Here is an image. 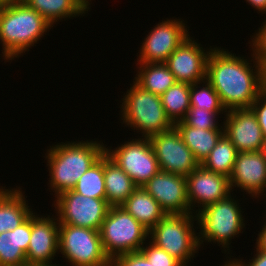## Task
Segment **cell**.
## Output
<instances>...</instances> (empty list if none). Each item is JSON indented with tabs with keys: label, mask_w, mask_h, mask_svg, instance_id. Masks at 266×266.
<instances>
[{
	"label": "cell",
	"mask_w": 266,
	"mask_h": 266,
	"mask_svg": "<svg viewBox=\"0 0 266 266\" xmlns=\"http://www.w3.org/2000/svg\"><path fill=\"white\" fill-rule=\"evenodd\" d=\"M226 50L213 47L207 60L206 80L218 93L227 111L251 108L263 92L260 64L252 53L250 60Z\"/></svg>",
	"instance_id": "1"
},
{
	"label": "cell",
	"mask_w": 266,
	"mask_h": 266,
	"mask_svg": "<svg viewBox=\"0 0 266 266\" xmlns=\"http://www.w3.org/2000/svg\"><path fill=\"white\" fill-rule=\"evenodd\" d=\"M52 145L43 157L48 163V189L54 192V197L72 190L78 179L105 154L107 147L102 140H76Z\"/></svg>",
	"instance_id": "2"
},
{
	"label": "cell",
	"mask_w": 266,
	"mask_h": 266,
	"mask_svg": "<svg viewBox=\"0 0 266 266\" xmlns=\"http://www.w3.org/2000/svg\"><path fill=\"white\" fill-rule=\"evenodd\" d=\"M51 28L53 26L25 2L0 5V44L4 62L29 52Z\"/></svg>",
	"instance_id": "3"
},
{
	"label": "cell",
	"mask_w": 266,
	"mask_h": 266,
	"mask_svg": "<svg viewBox=\"0 0 266 266\" xmlns=\"http://www.w3.org/2000/svg\"><path fill=\"white\" fill-rule=\"evenodd\" d=\"M233 197V198H232ZM236 196L231 194L222 200L211 203L195 213V223L198 232V243L201 248L204 243H211L221 245L222 251L230 254L231 240L234 237H239V233H243L245 228V218L239 205L240 201L234 199ZM244 228V229H243ZM243 230V231H242ZM242 231V232H241ZM204 242V243H203Z\"/></svg>",
	"instance_id": "4"
},
{
	"label": "cell",
	"mask_w": 266,
	"mask_h": 266,
	"mask_svg": "<svg viewBox=\"0 0 266 266\" xmlns=\"http://www.w3.org/2000/svg\"><path fill=\"white\" fill-rule=\"evenodd\" d=\"M132 84L121 99L120 123L137 130L143 138L172 129L174 124L165 113L161 97L143 89L134 80Z\"/></svg>",
	"instance_id": "5"
},
{
	"label": "cell",
	"mask_w": 266,
	"mask_h": 266,
	"mask_svg": "<svg viewBox=\"0 0 266 266\" xmlns=\"http://www.w3.org/2000/svg\"><path fill=\"white\" fill-rule=\"evenodd\" d=\"M195 221L194 213L165 215L149 231V240L188 266L200 250Z\"/></svg>",
	"instance_id": "6"
},
{
	"label": "cell",
	"mask_w": 266,
	"mask_h": 266,
	"mask_svg": "<svg viewBox=\"0 0 266 266\" xmlns=\"http://www.w3.org/2000/svg\"><path fill=\"white\" fill-rule=\"evenodd\" d=\"M103 249L110 260L141 250L149 230L121 206H111L99 229Z\"/></svg>",
	"instance_id": "7"
},
{
	"label": "cell",
	"mask_w": 266,
	"mask_h": 266,
	"mask_svg": "<svg viewBox=\"0 0 266 266\" xmlns=\"http://www.w3.org/2000/svg\"><path fill=\"white\" fill-rule=\"evenodd\" d=\"M59 254L71 266H111L99 230L59 224Z\"/></svg>",
	"instance_id": "8"
},
{
	"label": "cell",
	"mask_w": 266,
	"mask_h": 266,
	"mask_svg": "<svg viewBox=\"0 0 266 266\" xmlns=\"http://www.w3.org/2000/svg\"><path fill=\"white\" fill-rule=\"evenodd\" d=\"M52 207L59 224L99 230L110 209L106 199L91 198L67 190L55 197Z\"/></svg>",
	"instance_id": "9"
},
{
	"label": "cell",
	"mask_w": 266,
	"mask_h": 266,
	"mask_svg": "<svg viewBox=\"0 0 266 266\" xmlns=\"http://www.w3.org/2000/svg\"><path fill=\"white\" fill-rule=\"evenodd\" d=\"M105 149V153L133 180L137 187L144 186L159 171V164L149 138L125 141L120 146Z\"/></svg>",
	"instance_id": "10"
},
{
	"label": "cell",
	"mask_w": 266,
	"mask_h": 266,
	"mask_svg": "<svg viewBox=\"0 0 266 266\" xmlns=\"http://www.w3.org/2000/svg\"><path fill=\"white\" fill-rule=\"evenodd\" d=\"M183 19L162 20L152 27L140 45L138 63H165L177 47L190 36ZM186 25V26H185ZM188 28V30H187Z\"/></svg>",
	"instance_id": "11"
},
{
	"label": "cell",
	"mask_w": 266,
	"mask_h": 266,
	"mask_svg": "<svg viewBox=\"0 0 266 266\" xmlns=\"http://www.w3.org/2000/svg\"><path fill=\"white\" fill-rule=\"evenodd\" d=\"M149 140L161 171L187 177L200 165L175 127Z\"/></svg>",
	"instance_id": "12"
},
{
	"label": "cell",
	"mask_w": 266,
	"mask_h": 266,
	"mask_svg": "<svg viewBox=\"0 0 266 266\" xmlns=\"http://www.w3.org/2000/svg\"><path fill=\"white\" fill-rule=\"evenodd\" d=\"M201 46L189 36L168 57L165 64L173 73L176 82L194 84L206 79L207 60L213 48L210 46L203 49Z\"/></svg>",
	"instance_id": "13"
},
{
	"label": "cell",
	"mask_w": 266,
	"mask_h": 266,
	"mask_svg": "<svg viewBox=\"0 0 266 266\" xmlns=\"http://www.w3.org/2000/svg\"><path fill=\"white\" fill-rule=\"evenodd\" d=\"M222 118L224 135L238 152L265 150L266 140L251 108L228 110Z\"/></svg>",
	"instance_id": "14"
},
{
	"label": "cell",
	"mask_w": 266,
	"mask_h": 266,
	"mask_svg": "<svg viewBox=\"0 0 266 266\" xmlns=\"http://www.w3.org/2000/svg\"><path fill=\"white\" fill-rule=\"evenodd\" d=\"M232 192L236 187L250 197L266 194V151L238 152L229 177ZM265 192V193H264ZM264 193V194H263Z\"/></svg>",
	"instance_id": "15"
},
{
	"label": "cell",
	"mask_w": 266,
	"mask_h": 266,
	"mask_svg": "<svg viewBox=\"0 0 266 266\" xmlns=\"http://www.w3.org/2000/svg\"><path fill=\"white\" fill-rule=\"evenodd\" d=\"M31 214V236L26 252L27 264H53L59 253V222L56 215ZM55 256V257H54Z\"/></svg>",
	"instance_id": "16"
},
{
	"label": "cell",
	"mask_w": 266,
	"mask_h": 266,
	"mask_svg": "<svg viewBox=\"0 0 266 266\" xmlns=\"http://www.w3.org/2000/svg\"><path fill=\"white\" fill-rule=\"evenodd\" d=\"M186 180L190 213L195 214L207 205L227 198L232 192L228 177L206 170L201 164Z\"/></svg>",
	"instance_id": "17"
},
{
	"label": "cell",
	"mask_w": 266,
	"mask_h": 266,
	"mask_svg": "<svg viewBox=\"0 0 266 266\" xmlns=\"http://www.w3.org/2000/svg\"><path fill=\"white\" fill-rule=\"evenodd\" d=\"M168 214H189L185 176L159 171L142 186Z\"/></svg>",
	"instance_id": "18"
},
{
	"label": "cell",
	"mask_w": 266,
	"mask_h": 266,
	"mask_svg": "<svg viewBox=\"0 0 266 266\" xmlns=\"http://www.w3.org/2000/svg\"><path fill=\"white\" fill-rule=\"evenodd\" d=\"M31 236V215L17 228L0 234V266L27 264L26 252Z\"/></svg>",
	"instance_id": "19"
},
{
	"label": "cell",
	"mask_w": 266,
	"mask_h": 266,
	"mask_svg": "<svg viewBox=\"0 0 266 266\" xmlns=\"http://www.w3.org/2000/svg\"><path fill=\"white\" fill-rule=\"evenodd\" d=\"M28 205L21 187H0V234L14 230L33 213Z\"/></svg>",
	"instance_id": "20"
},
{
	"label": "cell",
	"mask_w": 266,
	"mask_h": 266,
	"mask_svg": "<svg viewBox=\"0 0 266 266\" xmlns=\"http://www.w3.org/2000/svg\"><path fill=\"white\" fill-rule=\"evenodd\" d=\"M30 8L36 10L52 26L60 20L84 16L91 8V0H25ZM73 17V18H72Z\"/></svg>",
	"instance_id": "21"
},
{
	"label": "cell",
	"mask_w": 266,
	"mask_h": 266,
	"mask_svg": "<svg viewBox=\"0 0 266 266\" xmlns=\"http://www.w3.org/2000/svg\"><path fill=\"white\" fill-rule=\"evenodd\" d=\"M121 207L149 231L166 215L143 187H137Z\"/></svg>",
	"instance_id": "22"
},
{
	"label": "cell",
	"mask_w": 266,
	"mask_h": 266,
	"mask_svg": "<svg viewBox=\"0 0 266 266\" xmlns=\"http://www.w3.org/2000/svg\"><path fill=\"white\" fill-rule=\"evenodd\" d=\"M104 179L106 201L110 206H121L137 188L133 180L106 153Z\"/></svg>",
	"instance_id": "23"
},
{
	"label": "cell",
	"mask_w": 266,
	"mask_h": 266,
	"mask_svg": "<svg viewBox=\"0 0 266 266\" xmlns=\"http://www.w3.org/2000/svg\"><path fill=\"white\" fill-rule=\"evenodd\" d=\"M186 146L201 164L224 135V129L203 130L188 126L183 120L174 124Z\"/></svg>",
	"instance_id": "24"
},
{
	"label": "cell",
	"mask_w": 266,
	"mask_h": 266,
	"mask_svg": "<svg viewBox=\"0 0 266 266\" xmlns=\"http://www.w3.org/2000/svg\"><path fill=\"white\" fill-rule=\"evenodd\" d=\"M136 67L138 70L133 80L153 94L161 96L176 83L165 63H136Z\"/></svg>",
	"instance_id": "25"
},
{
	"label": "cell",
	"mask_w": 266,
	"mask_h": 266,
	"mask_svg": "<svg viewBox=\"0 0 266 266\" xmlns=\"http://www.w3.org/2000/svg\"><path fill=\"white\" fill-rule=\"evenodd\" d=\"M190 85L176 82L160 96L165 113L173 124L182 121L190 109Z\"/></svg>",
	"instance_id": "26"
},
{
	"label": "cell",
	"mask_w": 266,
	"mask_h": 266,
	"mask_svg": "<svg viewBox=\"0 0 266 266\" xmlns=\"http://www.w3.org/2000/svg\"><path fill=\"white\" fill-rule=\"evenodd\" d=\"M237 149L223 135L201 165L209 171L230 177L237 156Z\"/></svg>",
	"instance_id": "27"
},
{
	"label": "cell",
	"mask_w": 266,
	"mask_h": 266,
	"mask_svg": "<svg viewBox=\"0 0 266 266\" xmlns=\"http://www.w3.org/2000/svg\"><path fill=\"white\" fill-rule=\"evenodd\" d=\"M72 190L83 196L106 199L104 155L78 179Z\"/></svg>",
	"instance_id": "28"
},
{
	"label": "cell",
	"mask_w": 266,
	"mask_h": 266,
	"mask_svg": "<svg viewBox=\"0 0 266 266\" xmlns=\"http://www.w3.org/2000/svg\"><path fill=\"white\" fill-rule=\"evenodd\" d=\"M190 108L227 111L221 104L218 93L206 79L190 85Z\"/></svg>",
	"instance_id": "29"
},
{
	"label": "cell",
	"mask_w": 266,
	"mask_h": 266,
	"mask_svg": "<svg viewBox=\"0 0 266 266\" xmlns=\"http://www.w3.org/2000/svg\"><path fill=\"white\" fill-rule=\"evenodd\" d=\"M227 111H207L200 108H190L183 121L194 128L203 130L224 129L218 122L219 115H225Z\"/></svg>",
	"instance_id": "30"
},
{
	"label": "cell",
	"mask_w": 266,
	"mask_h": 266,
	"mask_svg": "<svg viewBox=\"0 0 266 266\" xmlns=\"http://www.w3.org/2000/svg\"><path fill=\"white\" fill-rule=\"evenodd\" d=\"M148 241V245L145 243L140 251L153 266H184L179 260L172 257L165 250L156 246L149 239Z\"/></svg>",
	"instance_id": "31"
},
{
	"label": "cell",
	"mask_w": 266,
	"mask_h": 266,
	"mask_svg": "<svg viewBox=\"0 0 266 266\" xmlns=\"http://www.w3.org/2000/svg\"><path fill=\"white\" fill-rule=\"evenodd\" d=\"M252 34L248 43L254 59H266V18L258 30Z\"/></svg>",
	"instance_id": "32"
},
{
	"label": "cell",
	"mask_w": 266,
	"mask_h": 266,
	"mask_svg": "<svg viewBox=\"0 0 266 266\" xmlns=\"http://www.w3.org/2000/svg\"><path fill=\"white\" fill-rule=\"evenodd\" d=\"M111 266H153L141 251L125 253L111 260Z\"/></svg>",
	"instance_id": "33"
},
{
	"label": "cell",
	"mask_w": 266,
	"mask_h": 266,
	"mask_svg": "<svg viewBox=\"0 0 266 266\" xmlns=\"http://www.w3.org/2000/svg\"><path fill=\"white\" fill-rule=\"evenodd\" d=\"M251 109L257 117L263 136L266 140V91H263L258 96L256 101L252 104Z\"/></svg>",
	"instance_id": "34"
},
{
	"label": "cell",
	"mask_w": 266,
	"mask_h": 266,
	"mask_svg": "<svg viewBox=\"0 0 266 266\" xmlns=\"http://www.w3.org/2000/svg\"><path fill=\"white\" fill-rule=\"evenodd\" d=\"M256 254L254 253V256L249 259V262L243 261V259H237L242 266H266V253L263 251H260L256 246Z\"/></svg>",
	"instance_id": "35"
},
{
	"label": "cell",
	"mask_w": 266,
	"mask_h": 266,
	"mask_svg": "<svg viewBox=\"0 0 266 266\" xmlns=\"http://www.w3.org/2000/svg\"><path fill=\"white\" fill-rule=\"evenodd\" d=\"M265 222L260 229L261 231L257 234L255 246L260 250L266 253V217L264 218Z\"/></svg>",
	"instance_id": "36"
},
{
	"label": "cell",
	"mask_w": 266,
	"mask_h": 266,
	"mask_svg": "<svg viewBox=\"0 0 266 266\" xmlns=\"http://www.w3.org/2000/svg\"><path fill=\"white\" fill-rule=\"evenodd\" d=\"M246 3H249V5L254 7L258 12L261 14L266 15V0H245Z\"/></svg>",
	"instance_id": "37"
},
{
	"label": "cell",
	"mask_w": 266,
	"mask_h": 266,
	"mask_svg": "<svg viewBox=\"0 0 266 266\" xmlns=\"http://www.w3.org/2000/svg\"><path fill=\"white\" fill-rule=\"evenodd\" d=\"M261 68V86L262 90L266 91V59H255Z\"/></svg>",
	"instance_id": "38"
},
{
	"label": "cell",
	"mask_w": 266,
	"mask_h": 266,
	"mask_svg": "<svg viewBox=\"0 0 266 266\" xmlns=\"http://www.w3.org/2000/svg\"><path fill=\"white\" fill-rule=\"evenodd\" d=\"M227 258L229 259H227V261L225 260L224 261L225 263L221 266H242L236 257L234 258L233 256H230V257L227 256Z\"/></svg>",
	"instance_id": "39"
},
{
	"label": "cell",
	"mask_w": 266,
	"mask_h": 266,
	"mask_svg": "<svg viewBox=\"0 0 266 266\" xmlns=\"http://www.w3.org/2000/svg\"><path fill=\"white\" fill-rule=\"evenodd\" d=\"M25 0H0V5L4 4H12V3H21L24 2Z\"/></svg>",
	"instance_id": "40"
},
{
	"label": "cell",
	"mask_w": 266,
	"mask_h": 266,
	"mask_svg": "<svg viewBox=\"0 0 266 266\" xmlns=\"http://www.w3.org/2000/svg\"><path fill=\"white\" fill-rule=\"evenodd\" d=\"M31 266H61V265L60 264L53 263V264L31 265Z\"/></svg>",
	"instance_id": "41"
}]
</instances>
